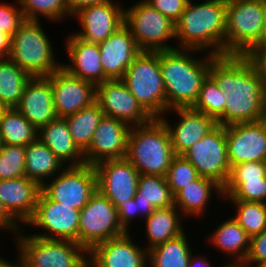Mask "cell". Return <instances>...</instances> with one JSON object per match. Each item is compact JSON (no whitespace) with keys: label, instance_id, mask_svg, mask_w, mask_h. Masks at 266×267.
<instances>
[{"label":"cell","instance_id":"obj_1","mask_svg":"<svg viewBox=\"0 0 266 267\" xmlns=\"http://www.w3.org/2000/svg\"><path fill=\"white\" fill-rule=\"evenodd\" d=\"M209 76L224 91V114L217 125L261 120L266 103V85L260 71L247 55L216 56L210 64Z\"/></svg>","mask_w":266,"mask_h":267},{"label":"cell","instance_id":"obj_2","mask_svg":"<svg viewBox=\"0 0 266 267\" xmlns=\"http://www.w3.org/2000/svg\"><path fill=\"white\" fill-rule=\"evenodd\" d=\"M197 53L204 56L197 58ZM201 53L199 50L179 48L159 51L166 112L174 108L192 107L197 100L202 83L209 75L211 61L216 57Z\"/></svg>","mask_w":266,"mask_h":267},{"label":"cell","instance_id":"obj_3","mask_svg":"<svg viewBox=\"0 0 266 267\" xmlns=\"http://www.w3.org/2000/svg\"><path fill=\"white\" fill-rule=\"evenodd\" d=\"M225 31L226 1L205 0L193 4L189 0L175 23V47L221 56L224 55Z\"/></svg>","mask_w":266,"mask_h":267},{"label":"cell","instance_id":"obj_4","mask_svg":"<svg viewBox=\"0 0 266 267\" xmlns=\"http://www.w3.org/2000/svg\"><path fill=\"white\" fill-rule=\"evenodd\" d=\"M175 156L169 132L159 118L130 128L125 158L139 174L165 177Z\"/></svg>","mask_w":266,"mask_h":267},{"label":"cell","instance_id":"obj_5","mask_svg":"<svg viewBox=\"0 0 266 267\" xmlns=\"http://www.w3.org/2000/svg\"><path fill=\"white\" fill-rule=\"evenodd\" d=\"M51 43L40 20H25L11 37L8 58L32 77H47L63 63L56 59Z\"/></svg>","mask_w":266,"mask_h":267},{"label":"cell","instance_id":"obj_6","mask_svg":"<svg viewBox=\"0 0 266 267\" xmlns=\"http://www.w3.org/2000/svg\"><path fill=\"white\" fill-rule=\"evenodd\" d=\"M266 14V0L226 2L224 55H247L259 42Z\"/></svg>","mask_w":266,"mask_h":267},{"label":"cell","instance_id":"obj_7","mask_svg":"<svg viewBox=\"0 0 266 267\" xmlns=\"http://www.w3.org/2000/svg\"><path fill=\"white\" fill-rule=\"evenodd\" d=\"M122 81L153 118H160L166 113L159 51H141L127 68Z\"/></svg>","mask_w":266,"mask_h":267},{"label":"cell","instance_id":"obj_8","mask_svg":"<svg viewBox=\"0 0 266 267\" xmlns=\"http://www.w3.org/2000/svg\"><path fill=\"white\" fill-rule=\"evenodd\" d=\"M13 240L25 267H88V251L76 242L44 239L23 229Z\"/></svg>","mask_w":266,"mask_h":267},{"label":"cell","instance_id":"obj_9","mask_svg":"<svg viewBox=\"0 0 266 267\" xmlns=\"http://www.w3.org/2000/svg\"><path fill=\"white\" fill-rule=\"evenodd\" d=\"M136 2L124 8V24L138 48L148 52L176 49L175 45L171 46L168 42L176 39L175 23L144 0Z\"/></svg>","mask_w":266,"mask_h":267},{"label":"cell","instance_id":"obj_10","mask_svg":"<svg viewBox=\"0 0 266 267\" xmlns=\"http://www.w3.org/2000/svg\"><path fill=\"white\" fill-rule=\"evenodd\" d=\"M126 233L119 223L116 207L97 190L80 210L78 244L89 251L98 243Z\"/></svg>","mask_w":266,"mask_h":267},{"label":"cell","instance_id":"obj_11","mask_svg":"<svg viewBox=\"0 0 266 267\" xmlns=\"http://www.w3.org/2000/svg\"><path fill=\"white\" fill-rule=\"evenodd\" d=\"M47 182L41 191L50 200L77 210H81L97 191L96 172L94 166L89 164L66 166Z\"/></svg>","mask_w":266,"mask_h":267},{"label":"cell","instance_id":"obj_12","mask_svg":"<svg viewBox=\"0 0 266 267\" xmlns=\"http://www.w3.org/2000/svg\"><path fill=\"white\" fill-rule=\"evenodd\" d=\"M79 218L80 210L50 200L41 191L34 213L25 226L43 230L31 234L40 238L78 243Z\"/></svg>","mask_w":266,"mask_h":267},{"label":"cell","instance_id":"obj_13","mask_svg":"<svg viewBox=\"0 0 266 267\" xmlns=\"http://www.w3.org/2000/svg\"><path fill=\"white\" fill-rule=\"evenodd\" d=\"M182 156L196 168L199 176L213 179L222 187L226 184L231 166L224 126L217 125Z\"/></svg>","mask_w":266,"mask_h":267},{"label":"cell","instance_id":"obj_14","mask_svg":"<svg viewBox=\"0 0 266 267\" xmlns=\"http://www.w3.org/2000/svg\"><path fill=\"white\" fill-rule=\"evenodd\" d=\"M96 102L104 116L119 119L130 127L150 123L154 118L137 102L122 79L96 85Z\"/></svg>","mask_w":266,"mask_h":267},{"label":"cell","instance_id":"obj_15","mask_svg":"<svg viewBox=\"0 0 266 267\" xmlns=\"http://www.w3.org/2000/svg\"><path fill=\"white\" fill-rule=\"evenodd\" d=\"M94 169L97 190L115 207L136 196L140 174L126 158L101 161Z\"/></svg>","mask_w":266,"mask_h":267},{"label":"cell","instance_id":"obj_16","mask_svg":"<svg viewBox=\"0 0 266 267\" xmlns=\"http://www.w3.org/2000/svg\"><path fill=\"white\" fill-rule=\"evenodd\" d=\"M46 78L52 85L57 118L75 114L96 101V86L72 76L62 67Z\"/></svg>","mask_w":266,"mask_h":267},{"label":"cell","instance_id":"obj_17","mask_svg":"<svg viewBox=\"0 0 266 267\" xmlns=\"http://www.w3.org/2000/svg\"><path fill=\"white\" fill-rule=\"evenodd\" d=\"M230 166L245 162H266V129L261 121L225 126Z\"/></svg>","mask_w":266,"mask_h":267},{"label":"cell","instance_id":"obj_18","mask_svg":"<svg viewBox=\"0 0 266 267\" xmlns=\"http://www.w3.org/2000/svg\"><path fill=\"white\" fill-rule=\"evenodd\" d=\"M130 233L96 244L88 251V267H148V251Z\"/></svg>","mask_w":266,"mask_h":267},{"label":"cell","instance_id":"obj_19","mask_svg":"<svg viewBox=\"0 0 266 267\" xmlns=\"http://www.w3.org/2000/svg\"><path fill=\"white\" fill-rule=\"evenodd\" d=\"M118 2L91 5L79 10L72 17L77 18L81 29L73 34L90 43L106 40L124 24V7Z\"/></svg>","mask_w":266,"mask_h":267},{"label":"cell","instance_id":"obj_20","mask_svg":"<svg viewBox=\"0 0 266 267\" xmlns=\"http://www.w3.org/2000/svg\"><path fill=\"white\" fill-rule=\"evenodd\" d=\"M130 128L119 119L103 116L89 147L83 152L85 164L94 166L104 160L124 159Z\"/></svg>","mask_w":266,"mask_h":267},{"label":"cell","instance_id":"obj_21","mask_svg":"<svg viewBox=\"0 0 266 267\" xmlns=\"http://www.w3.org/2000/svg\"><path fill=\"white\" fill-rule=\"evenodd\" d=\"M169 113H177L179 115L178 121L174 122L175 125H171V122L166 119V114L168 115ZM159 119L169 132L175 155L186 153L196 142L217 126V121L214 118L191 107L170 109Z\"/></svg>","mask_w":266,"mask_h":267},{"label":"cell","instance_id":"obj_22","mask_svg":"<svg viewBox=\"0 0 266 267\" xmlns=\"http://www.w3.org/2000/svg\"><path fill=\"white\" fill-rule=\"evenodd\" d=\"M98 45L104 75L108 80L122 79L129 65L141 53L125 24Z\"/></svg>","mask_w":266,"mask_h":267},{"label":"cell","instance_id":"obj_23","mask_svg":"<svg viewBox=\"0 0 266 267\" xmlns=\"http://www.w3.org/2000/svg\"><path fill=\"white\" fill-rule=\"evenodd\" d=\"M65 39V51L70 64L64 62L62 68L72 76L91 82L95 86L108 80L101 64L98 43L86 42L73 33Z\"/></svg>","mask_w":266,"mask_h":267},{"label":"cell","instance_id":"obj_24","mask_svg":"<svg viewBox=\"0 0 266 267\" xmlns=\"http://www.w3.org/2000/svg\"><path fill=\"white\" fill-rule=\"evenodd\" d=\"M51 82L46 77H32L15 107L37 130L57 118Z\"/></svg>","mask_w":266,"mask_h":267},{"label":"cell","instance_id":"obj_25","mask_svg":"<svg viewBox=\"0 0 266 267\" xmlns=\"http://www.w3.org/2000/svg\"><path fill=\"white\" fill-rule=\"evenodd\" d=\"M40 192L41 187L25 176L0 180V199L23 227L34 213Z\"/></svg>","mask_w":266,"mask_h":267},{"label":"cell","instance_id":"obj_26","mask_svg":"<svg viewBox=\"0 0 266 267\" xmlns=\"http://www.w3.org/2000/svg\"><path fill=\"white\" fill-rule=\"evenodd\" d=\"M213 193L224 199L223 187L220 184L213 179L199 176L174 196V206L186 219L187 216L199 218L210 211L207 204L211 206Z\"/></svg>","mask_w":266,"mask_h":267},{"label":"cell","instance_id":"obj_27","mask_svg":"<svg viewBox=\"0 0 266 267\" xmlns=\"http://www.w3.org/2000/svg\"><path fill=\"white\" fill-rule=\"evenodd\" d=\"M37 138L43 142L65 166L85 164L83 152L75 144L64 118H56L38 129Z\"/></svg>","mask_w":266,"mask_h":267},{"label":"cell","instance_id":"obj_28","mask_svg":"<svg viewBox=\"0 0 266 267\" xmlns=\"http://www.w3.org/2000/svg\"><path fill=\"white\" fill-rule=\"evenodd\" d=\"M213 231L208 236L207 243L232 258L233 261L228 260L229 263L225 264H243L249 252L251 237L234 217L222 221Z\"/></svg>","mask_w":266,"mask_h":267},{"label":"cell","instance_id":"obj_29","mask_svg":"<svg viewBox=\"0 0 266 267\" xmlns=\"http://www.w3.org/2000/svg\"><path fill=\"white\" fill-rule=\"evenodd\" d=\"M183 218L175 206L155 209L143 220V222L145 221L144 230H146L145 235L148 242L143 244L146 245L145 249L148 251L184 233L185 229L182 222L185 223V221L182 220Z\"/></svg>","mask_w":266,"mask_h":267},{"label":"cell","instance_id":"obj_30","mask_svg":"<svg viewBox=\"0 0 266 267\" xmlns=\"http://www.w3.org/2000/svg\"><path fill=\"white\" fill-rule=\"evenodd\" d=\"M25 157V177L40 187L66 167L38 138L25 146Z\"/></svg>","mask_w":266,"mask_h":267},{"label":"cell","instance_id":"obj_31","mask_svg":"<svg viewBox=\"0 0 266 267\" xmlns=\"http://www.w3.org/2000/svg\"><path fill=\"white\" fill-rule=\"evenodd\" d=\"M186 232L148 250V267H188L194 253Z\"/></svg>","mask_w":266,"mask_h":267},{"label":"cell","instance_id":"obj_32","mask_svg":"<svg viewBox=\"0 0 266 267\" xmlns=\"http://www.w3.org/2000/svg\"><path fill=\"white\" fill-rule=\"evenodd\" d=\"M32 78L9 58H0V100L7 108H15Z\"/></svg>","mask_w":266,"mask_h":267},{"label":"cell","instance_id":"obj_33","mask_svg":"<svg viewBox=\"0 0 266 267\" xmlns=\"http://www.w3.org/2000/svg\"><path fill=\"white\" fill-rule=\"evenodd\" d=\"M104 113L95 101L72 115L64 117L77 147L84 152L90 145L96 128Z\"/></svg>","mask_w":266,"mask_h":267},{"label":"cell","instance_id":"obj_34","mask_svg":"<svg viewBox=\"0 0 266 267\" xmlns=\"http://www.w3.org/2000/svg\"><path fill=\"white\" fill-rule=\"evenodd\" d=\"M0 133L4 145L27 146L37 139L38 130L15 108L0 117Z\"/></svg>","mask_w":266,"mask_h":267},{"label":"cell","instance_id":"obj_35","mask_svg":"<svg viewBox=\"0 0 266 267\" xmlns=\"http://www.w3.org/2000/svg\"><path fill=\"white\" fill-rule=\"evenodd\" d=\"M137 194L139 201L152 203L156 209L174 206V196L163 176L140 174Z\"/></svg>","mask_w":266,"mask_h":267},{"label":"cell","instance_id":"obj_36","mask_svg":"<svg viewBox=\"0 0 266 267\" xmlns=\"http://www.w3.org/2000/svg\"><path fill=\"white\" fill-rule=\"evenodd\" d=\"M236 209L234 219L253 237L266 229V203L229 200Z\"/></svg>","mask_w":266,"mask_h":267},{"label":"cell","instance_id":"obj_37","mask_svg":"<svg viewBox=\"0 0 266 267\" xmlns=\"http://www.w3.org/2000/svg\"><path fill=\"white\" fill-rule=\"evenodd\" d=\"M25 20L39 21L40 16L51 22H62L70 13L66 0H16Z\"/></svg>","mask_w":266,"mask_h":267},{"label":"cell","instance_id":"obj_38","mask_svg":"<svg viewBox=\"0 0 266 267\" xmlns=\"http://www.w3.org/2000/svg\"><path fill=\"white\" fill-rule=\"evenodd\" d=\"M225 104L224 91L208 75L203 81L197 100L191 108L217 121L224 114Z\"/></svg>","mask_w":266,"mask_h":267},{"label":"cell","instance_id":"obj_39","mask_svg":"<svg viewBox=\"0 0 266 267\" xmlns=\"http://www.w3.org/2000/svg\"><path fill=\"white\" fill-rule=\"evenodd\" d=\"M223 196L225 200L266 203V177L246 182H226Z\"/></svg>","mask_w":266,"mask_h":267},{"label":"cell","instance_id":"obj_40","mask_svg":"<svg viewBox=\"0 0 266 267\" xmlns=\"http://www.w3.org/2000/svg\"><path fill=\"white\" fill-rule=\"evenodd\" d=\"M25 147L2 145L0 148V180L25 176Z\"/></svg>","mask_w":266,"mask_h":267},{"label":"cell","instance_id":"obj_41","mask_svg":"<svg viewBox=\"0 0 266 267\" xmlns=\"http://www.w3.org/2000/svg\"><path fill=\"white\" fill-rule=\"evenodd\" d=\"M165 177L173 196H175L180 190L195 181L199 175L196 168L184 156L176 155Z\"/></svg>","mask_w":266,"mask_h":267},{"label":"cell","instance_id":"obj_42","mask_svg":"<svg viewBox=\"0 0 266 267\" xmlns=\"http://www.w3.org/2000/svg\"><path fill=\"white\" fill-rule=\"evenodd\" d=\"M264 177H266V162H245L231 167L227 182H246Z\"/></svg>","mask_w":266,"mask_h":267},{"label":"cell","instance_id":"obj_43","mask_svg":"<svg viewBox=\"0 0 266 267\" xmlns=\"http://www.w3.org/2000/svg\"><path fill=\"white\" fill-rule=\"evenodd\" d=\"M18 2L11 5L10 3H0V31L8 34L10 37L19 29L25 21L24 15Z\"/></svg>","mask_w":266,"mask_h":267},{"label":"cell","instance_id":"obj_44","mask_svg":"<svg viewBox=\"0 0 266 267\" xmlns=\"http://www.w3.org/2000/svg\"><path fill=\"white\" fill-rule=\"evenodd\" d=\"M152 8L176 23L186 9L189 0H144Z\"/></svg>","mask_w":266,"mask_h":267},{"label":"cell","instance_id":"obj_45","mask_svg":"<svg viewBox=\"0 0 266 267\" xmlns=\"http://www.w3.org/2000/svg\"><path fill=\"white\" fill-rule=\"evenodd\" d=\"M266 261V229L260 234L251 237L248 255L244 263Z\"/></svg>","mask_w":266,"mask_h":267},{"label":"cell","instance_id":"obj_46","mask_svg":"<svg viewBox=\"0 0 266 267\" xmlns=\"http://www.w3.org/2000/svg\"><path fill=\"white\" fill-rule=\"evenodd\" d=\"M116 209L120 225L129 233V228H132L131 225L134 223L133 221L136 219L138 220V212L134 198L120 203Z\"/></svg>","mask_w":266,"mask_h":267},{"label":"cell","instance_id":"obj_47","mask_svg":"<svg viewBox=\"0 0 266 267\" xmlns=\"http://www.w3.org/2000/svg\"><path fill=\"white\" fill-rule=\"evenodd\" d=\"M0 228L3 231H10L16 237V235L22 230L23 226L7 211L3 202L0 199Z\"/></svg>","mask_w":266,"mask_h":267},{"label":"cell","instance_id":"obj_48","mask_svg":"<svg viewBox=\"0 0 266 267\" xmlns=\"http://www.w3.org/2000/svg\"><path fill=\"white\" fill-rule=\"evenodd\" d=\"M247 56L253 60L266 85V49H252Z\"/></svg>","mask_w":266,"mask_h":267},{"label":"cell","instance_id":"obj_49","mask_svg":"<svg viewBox=\"0 0 266 267\" xmlns=\"http://www.w3.org/2000/svg\"><path fill=\"white\" fill-rule=\"evenodd\" d=\"M66 1H67L68 12L70 13L71 16L70 19H72V16L83 8L115 0H66Z\"/></svg>","mask_w":266,"mask_h":267},{"label":"cell","instance_id":"obj_50","mask_svg":"<svg viewBox=\"0 0 266 267\" xmlns=\"http://www.w3.org/2000/svg\"><path fill=\"white\" fill-rule=\"evenodd\" d=\"M136 202L138 218L143 221L146 217H148L156 208L152 205V203L139 201V195L136 193L134 197Z\"/></svg>","mask_w":266,"mask_h":267},{"label":"cell","instance_id":"obj_51","mask_svg":"<svg viewBox=\"0 0 266 267\" xmlns=\"http://www.w3.org/2000/svg\"><path fill=\"white\" fill-rule=\"evenodd\" d=\"M11 51V37L0 31V58H8Z\"/></svg>","mask_w":266,"mask_h":267},{"label":"cell","instance_id":"obj_52","mask_svg":"<svg viewBox=\"0 0 266 267\" xmlns=\"http://www.w3.org/2000/svg\"><path fill=\"white\" fill-rule=\"evenodd\" d=\"M193 253L191 255L190 261H189V266L188 267H212L211 260L209 261V257H204L200 253L199 255L197 254L196 256Z\"/></svg>","mask_w":266,"mask_h":267},{"label":"cell","instance_id":"obj_53","mask_svg":"<svg viewBox=\"0 0 266 267\" xmlns=\"http://www.w3.org/2000/svg\"><path fill=\"white\" fill-rule=\"evenodd\" d=\"M16 253H17L18 256L16 255L17 261L15 259V262H11V260L8 261V259L5 260V258L0 256V267H25L24 262L22 260V257L20 255L19 251L17 250Z\"/></svg>","mask_w":266,"mask_h":267},{"label":"cell","instance_id":"obj_54","mask_svg":"<svg viewBox=\"0 0 266 267\" xmlns=\"http://www.w3.org/2000/svg\"><path fill=\"white\" fill-rule=\"evenodd\" d=\"M253 49H266V14L263 24V32L258 44Z\"/></svg>","mask_w":266,"mask_h":267},{"label":"cell","instance_id":"obj_55","mask_svg":"<svg viewBox=\"0 0 266 267\" xmlns=\"http://www.w3.org/2000/svg\"><path fill=\"white\" fill-rule=\"evenodd\" d=\"M242 265L246 267H266V261L265 262H256V263H243Z\"/></svg>","mask_w":266,"mask_h":267},{"label":"cell","instance_id":"obj_56","mask_svg":"<svg viewBox=\"0 0 266 267\" xmlns=\"http://www.w3.org/2000/svg\"><path fill=\"white\" fill-rule=\"evenodd\" d=\"M260 121L263 123V125H264V127L266 129V103H265L264 109L262 111V115H261V120Z\"/></svg>","mask_w":266,"mask_h":267},{"label":"cell","instance_id":"obj_57","mask_svg":"<svg viewBox=\"0 0 266 267\" xmlns=\"http://www.w3.org/2000/svg\"><path fill=\"white\" fill-rule=\"evenodd\" d=\"M7 109L8 108L5 106V104L0 100V117Z\"/></svg>","mask_w":266,"mask_h":267},{"label":"cell","instance_id":"obj_58","mask_svg":"<svg viewBox=\"0 0 266 267\" xmlns=\"http://www.w3.org/2000/svg\"><path fill=\"white\" fill-rule=\"evenodd\" d=\"M224 267H246L242 264H223Z\"/></svg>","mask_w":266,"mask_h":267},{"label":"cell","instance_id":"obj_59","mask_svg":"<svg viewBox=\"0 0 266 267\" xmlns=\"http://www.w3.org/2000/svg\"><path fill=\"white\" fill-rule=\"evenodd\" d=\"M3 143H2V138H1V133H0V148L2 147Z\"/></svg>","mask_w":266,"mask_h":267}]
</instances>
